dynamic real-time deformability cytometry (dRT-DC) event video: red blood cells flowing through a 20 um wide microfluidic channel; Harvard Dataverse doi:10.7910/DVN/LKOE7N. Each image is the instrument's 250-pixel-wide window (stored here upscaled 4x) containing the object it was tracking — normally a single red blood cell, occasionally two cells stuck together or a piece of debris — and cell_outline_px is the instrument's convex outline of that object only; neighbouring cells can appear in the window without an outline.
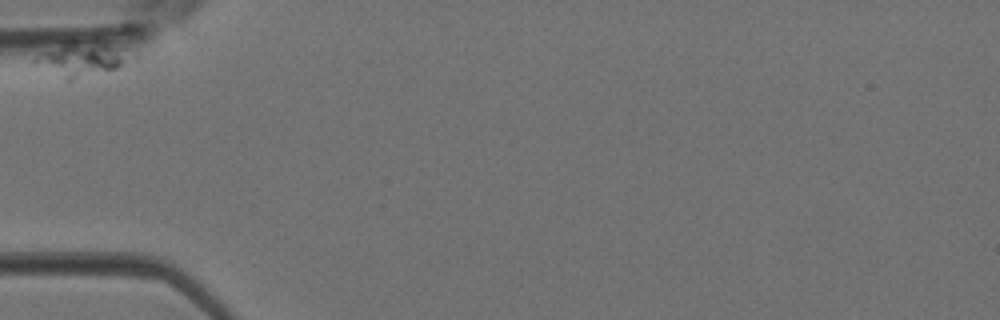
{"species": "Egyptian fruit bat (a non-hibernating species)", "species_latin": "Rousettus aegyptiacus", "temperature_condition": "room temperature", "stored_images_in_passage": 4, "camera_frame_rate_fps": 3000, "um_per_image_px": 0.085, "animal": {"sex": "female"}, "frame": {"image": 1, "passage_image": 1, "time_ms": 0.0, "image_size_px": [1000, 320], "cell_outline_px": [[128, 60], [116, 68], [72, 80], [64, 80], [32, 60], [36, 56], [72, 40], [104, 44], [124, 56]], "centroid_in_image_um": [6.78, 5.07], "position_along_channel_um": 78.2, "area_um2": 17.11}}
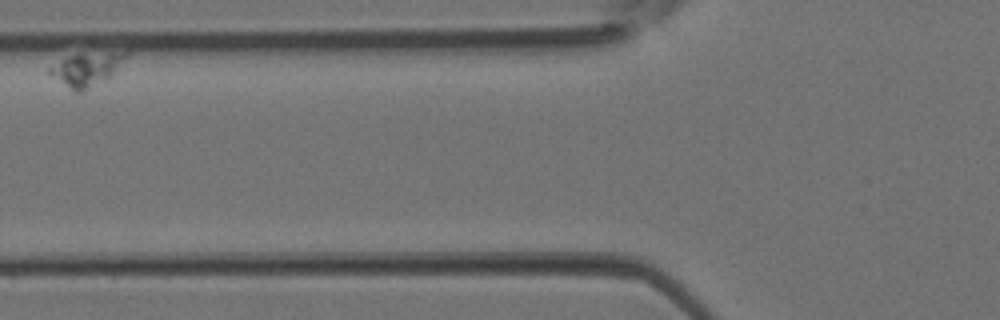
{"frame": {"image": 2, "passage_image": 2, "time_ms": 0.333, "image_size_px": [1000, 320], "cell_outline_px": [[128, 52], [112, 76], [104, 80], [76, 92], [48, 72], [48, 68], [60, 60], [72, 56], [124, 52]], "centroid_in_image_um": [7.34, 5.89], "position_along_channel_um": 118.5, "area_um2": 13.53}}
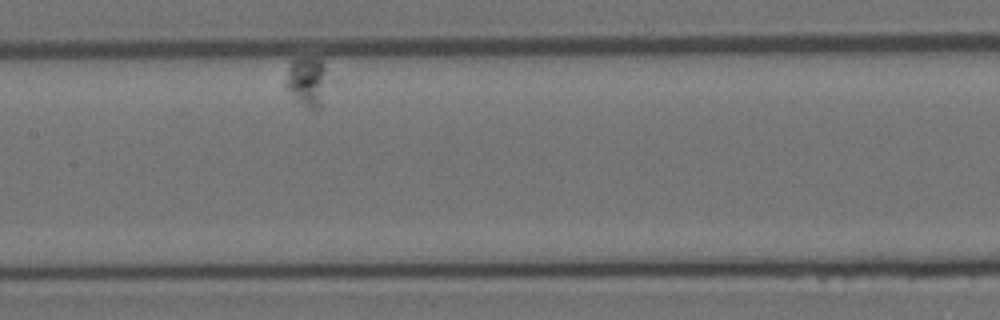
{"frame": {"image": 3, "passage_image": 4, "time_ms": 1.0, "image_size_px": [1000, 320], "cell_outline_px": [[324, 72], [320, 108], [312, 108], [304, 104], [284, 88], [284, 84], [288, 68], [292, 60], [300, 56], [308, 56], [320, 60], [324, 64]], "centroid_in_image_um": [26.0, 6.83], "position_along_channel_um": 181.4, "area_um2": 11.39}}